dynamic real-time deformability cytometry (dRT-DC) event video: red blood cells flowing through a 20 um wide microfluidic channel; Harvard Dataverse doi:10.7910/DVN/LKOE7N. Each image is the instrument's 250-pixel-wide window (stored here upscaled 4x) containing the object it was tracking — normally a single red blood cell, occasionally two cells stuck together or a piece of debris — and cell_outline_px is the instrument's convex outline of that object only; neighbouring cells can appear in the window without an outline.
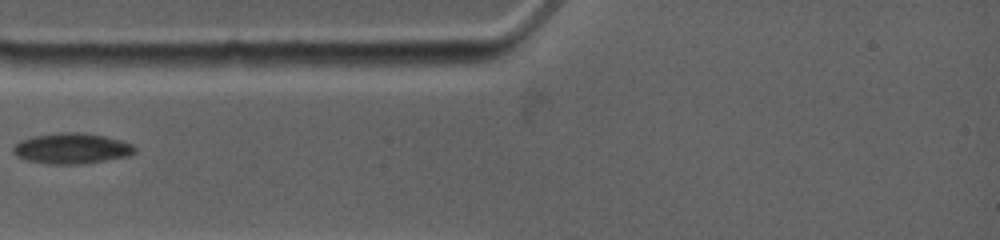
{"species": "common noctule bat (a hibernating species)", "species_latin": "Nyctalus noctula", "temperature_condition": "warm", "stored_images_in_passage": 16, "camera_frame_rate_fps": 4500, "um_per_image_px": 0.085, "animal": {"sex": "female", "body_mass_g": 19.0, "forearm_length_mm": 53.3}, "frame": {"image": 1, "passage_image": 1, "time_ms": 0.0, "image_size_px": [1000, 240], "cell_outline_px": [[136, 152], [128, 156], [80, 164], [48, 164], [28, 160], [16, 156], [12, 152], [12, 148], [20, 140], [32, 136], [60, 132], [80, 132], [104, 136], [120, 140], [132, 144], [136, 148]], "centroid_in_image_um": [6.07, 12.61], "position_along_channel_um": 78.9, "area_um2": 21.68}}
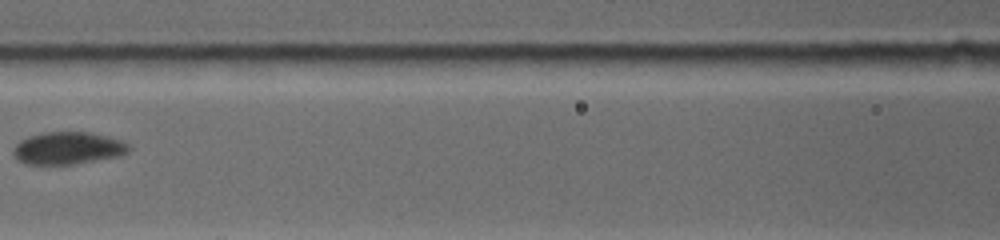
{"frame": {"image": 2, "passage_image": 5, "time_ms": 2.222, "image_size_px": [1000, 240], "cell_outline_px": [[132, 148], [128, 152], [120, 156], [76, 164], [28, 164], [16, 160], [12, 152], [12, 148], [20, 140], [28, 136], [44, 132], [88, 132], [108, 136], [124, 140]], "centroid_in_image_um": [5.78, 12.59], "position_along_channel_um": 160.8, "area_um2": 22.14}}
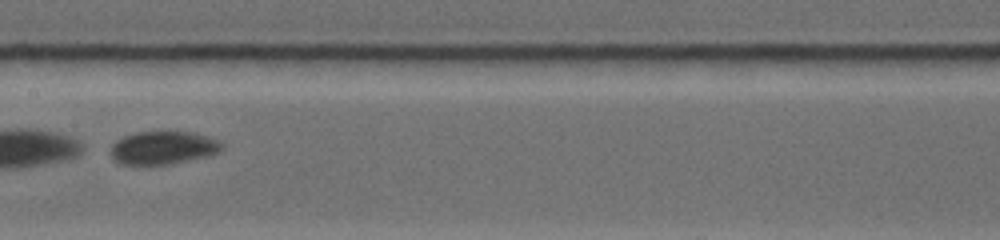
{"frame": {"image": 3, "passage_image": 7, "time_ms": 3.111, "image_size_px": [1000, 240], "cell_outline_px": [[224, 148], [220, 152], [212, 156], [168, 164], [120, 164], [112, 160], [108, 152], [112, 144], [116, 140], [124, 136], [136, 132], [192, 132], [208, 136], [220, 140], [224, 144]], "centroid_in_image_um": [13.88, 12.56], "position_along_channel_um": 193.5, "area_um2": 21.91}}